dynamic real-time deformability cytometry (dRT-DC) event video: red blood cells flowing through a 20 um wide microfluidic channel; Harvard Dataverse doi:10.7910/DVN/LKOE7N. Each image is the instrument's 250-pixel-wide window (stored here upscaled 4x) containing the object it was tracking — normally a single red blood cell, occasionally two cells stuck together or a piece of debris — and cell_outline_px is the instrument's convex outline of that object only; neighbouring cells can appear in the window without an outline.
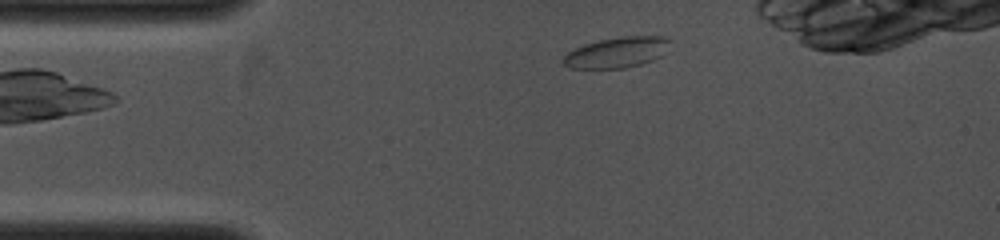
{"species": "common noctule bat (a hibernating species)", "species_latin": "Nyctalus noctula", "temperature_condition": "cold", "stored_images_in_passage": 7, "camera_frame_rate_fps": 4000, "um_per_image_px": 0.085, "animal": {"sex": "female", "body_mass_g": 19.0, "forearm_length_mm": 53.3}, "frame": {"image": 1, "passage_image": 1, "time_ms": 0.0, "image_size_px": [1000, 240], "cell_outline_px": [[672, 40], [660, 56], [652, 60], [640, 64], [624, 68], [572, 68], [564, 64], [560, 60], [568, 52], [584, 44], [600, 40], [620, 36], [668, 36]], "centroid_in_image_um": [52.44, 4.44], "position_along_channel_um": 32.6, "area_um2": 18.96}}
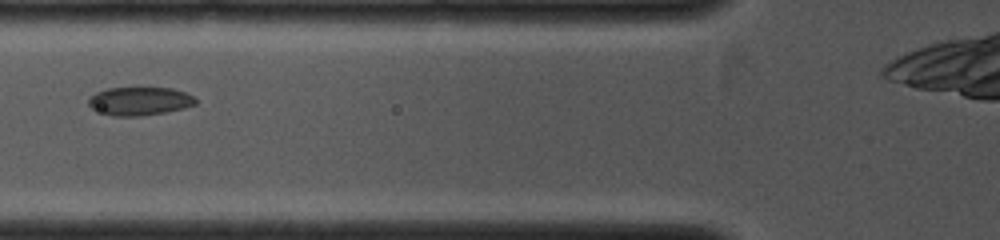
{"frame": {"image": 2, "passage_image": 6, "time_ms": 2.25, "image_size_px": [1000, 240], "cell_outline_px": [[196, 104], [184, 108], [164, 112], [140, 116], [112, 116], [92, 108], [88, 104], [88, 100], [96, 92], [108, 88], [140, 84], [172, 88], [184, 92], [192, 96], [196, 100]], "centroid_in_image_um": [11.87, 8.53], "position_along_channel_um": 113.9, "area_um2": 18.38}}